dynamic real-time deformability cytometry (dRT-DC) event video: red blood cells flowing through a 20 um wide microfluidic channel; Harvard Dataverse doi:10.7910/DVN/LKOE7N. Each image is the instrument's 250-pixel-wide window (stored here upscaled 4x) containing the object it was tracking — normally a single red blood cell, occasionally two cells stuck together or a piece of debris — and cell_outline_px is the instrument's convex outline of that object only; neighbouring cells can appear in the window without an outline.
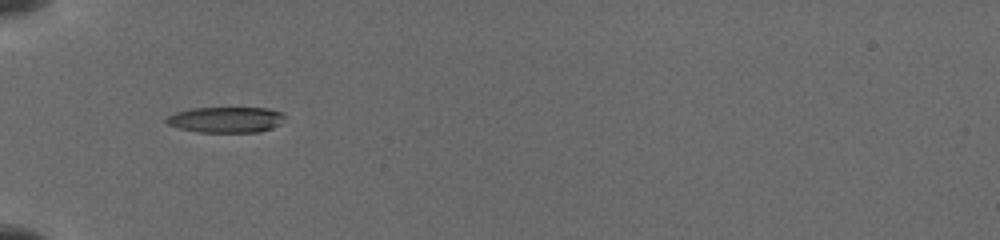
{"species": "common noctule bat (a hibernating species)", "species_latin": "Nyctalus noctula", "temperature_condition": "cold", "stored_images_in_passage": 14, "camera_frame_rate_fps": 3000, "um_per_image_px": 0.085, "animal": {"sex": "female", "body_mass_g": 19.5, "forearm_length_mm": 54.1}, "frame": {"image": 1, "passage_image": 1, "time_ms": 0.0, "image_size_px": [1000, 240], "cell_outline_px": [[284, 116], [280, 124], [272, 128], [260, 132], [200, 132], [180, 128], [168, 124], [164, 120], [168, 116], [176, 112], [188, 108], [268, 108], [284, 112]], "centroid_in_image_um": [19.22, 10.17], "position_along_channel_um": 65.8, "area_um2": 17.8}}
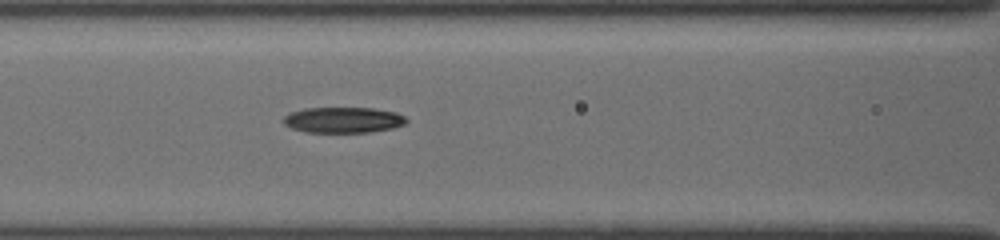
{"frame": {"image": 2, "passage_image": 9, "time_ms": 2.0, "image_size_px": [1000, 240], "cell_outline_px": [[408, 120], [404, 124], [392, 128], [368, 132], [304, 132], [292, 128], [284, 124], [284, 116], [292, 112], [304, 108], [372, 108], [396, 112], [404, 116]], "centroid_in_image_um": [29.17, 10.19], "position_along_channel_um": 137.4, "area_um2": 18.32}}
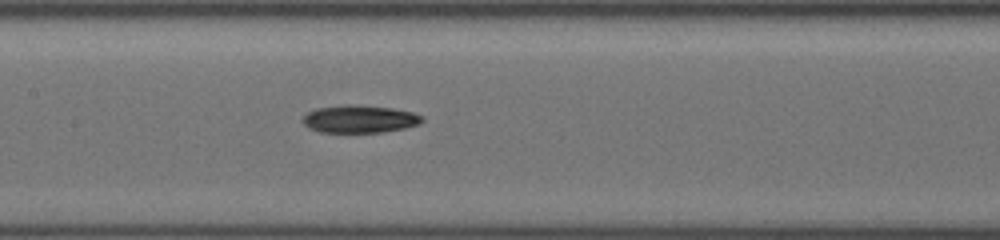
{"frame": {"image": 3, "passage_image": 13, "time_ms": 3.0, "image_size_px": [1000, 240], "cell_outline_px": [[424, 120], [420, 124], [404, 128], [384, 132], [320, 132], [308, 128], [300, 120], [308, 112], [316, 108], [344, 104], [348, 104], [392, 108], [412, 112], [420, 116]], "centroid_in_image_um": [30.53, 10.12], "position_along_channel_um": 176.9, "area_um2": 19.25}}